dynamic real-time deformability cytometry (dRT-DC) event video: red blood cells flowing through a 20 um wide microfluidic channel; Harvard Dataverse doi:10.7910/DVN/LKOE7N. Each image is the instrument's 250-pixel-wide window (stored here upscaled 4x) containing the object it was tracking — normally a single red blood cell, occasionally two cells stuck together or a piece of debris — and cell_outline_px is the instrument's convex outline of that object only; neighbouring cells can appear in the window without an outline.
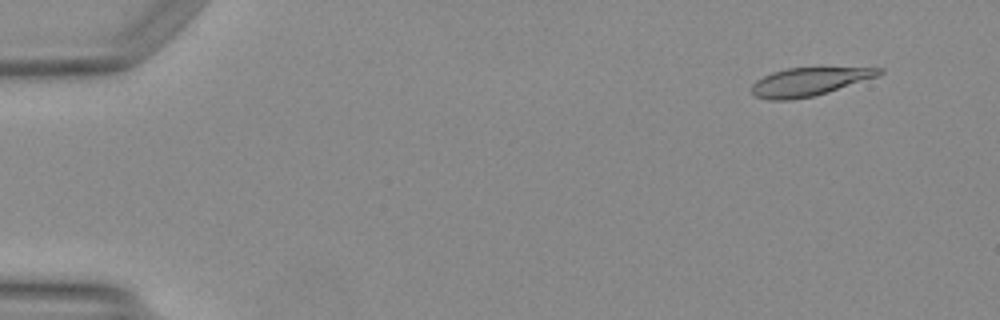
{"species": "Egyptian fruit bat (a non-hibernating species)", "species_latin": "Rousettus aegyptiacus", "temperature_condition": "warm", "stored_images_in_passage": 15, "camera_frame_rate_fps": 3000, "um_per_image_px": 0.085, "animal": {"sex": "female"}, "frame": {"image": 1, "passage_image": 5, "time_ms": 1.333, "image_size_px": [1000, 320], "cell_outline_px": [[884, 72], [876, 76], [828, 92], [812, 96], [792, 100], [768, 100], [756, 96], [748, 88], [756, 80], [772, 72], [788, 68], [820, 64], [884, 68]], "centroid_in_image_um": [68.82, 6.87], "position_along_channel_um": 16.2, "area_um2": 22.08}}